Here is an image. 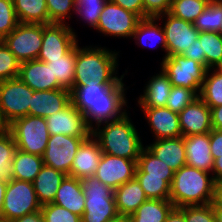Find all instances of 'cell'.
Returning <instances> with one entry per match:
<instances>
[{
	"instance_id": "52",
	"label": "cell",
	"mask_w": 222,
	"mask_h": 222,
	"mask_svg": "<svg viewBox=\"0 0 222 222\" xmlns=\"http://www.w3.org/2000/svg\"><path fill=\"white\" fill-rule=\"evenodd\" d=\"M10 222H45L41 210L26 214L20 218L14 219Z\"/></svg>"
},
{
	"instance_id": "4",
	"label": "cell",
	"mask_w": 222,
	"mask_h": 222,
	"mask_svg": "<svg viewBox=\"0 0 222 222\" xmlns=\"http://www.w3.org/2000/svg\"><path fill=\"white\" fill-rule=\"evenodd\" d=\"M214 189L212 173L185 165L174 172L169 200L176 208L207 205L213 201Z\"/></svg>"
},
{
	"instance_id": "26",
	"label": "cell",
	"mask_w": 222,
	"mask_h": 222,
	"mask_svg": "<svg viewBox=\"0 0 222 222\" xmlns=\"http://www.w3.org/2000/svg\"><path fill=\"white\" fill-rule=\"evenodd\" d=\"M114 199L119 216L129 217L148 198L140 183L134 177L114 190Z\"/></svg>"
},
{
	"instance_id": "35",
	"label": "cell",
	"mask_w": 222,
	"mask_h": 222,
	"mask_svg": "<svg viewBox=\"0 0 222 222\" xmlns=\"http://www.w3.org/2000/svg\"><path fill=\"white\" fill-rule=\"evenodd\" d=\"M198 40L205 54V68H215L222 60V35L217 32H200Z\"/></svg>"
},
{
	"instance_id": "50",
	"label": "cell",
	"mask_w": 222,
	"mask_h": 222,
	"mask_svg": "<svg viewBox=\"0 0 222 222\" xmlns=\"http://www.w3.org/2000/svg\"><path fill=\"white\" fill-rule=\"evenodd\" d=\"M210 149L214 160L218 158V155H222V130L210 131Z\"/></svg>"
},
{
	"instance_id": "46",
	"label": "cell",
	"mask_w": 222,
	"mask_h": 222,
	"mask_svg": "<svg viewBox=\"0 0 222 222\" xmlns=\"http://www.w3.org/2000/svg\"><path fill=\"white\" fill-rule=\"evenodd\" d=\"M184 213L186 222H217L212 204L183 206L179 208Z\"/></svg>"
},
{
	"instance_id": "53",
	"label": "cell",
	"mask_w": 222,
	"mask_h": 222,
	"mask_svg": "<svg viewBox=\"0 0 222 222\" xmlns=\"http://www.w3.org/2000/svg\"><path fill=\"white\" fill-rule=\"evenodd\" d=\"M212 208H222V180L215 182Z\"/></svg>"
},
{
	"instance_id": "56",
	"label": "cell",
	"mask_w": 222,
	"mask_h": 222,
	"mask_svg": "<svg viewBox=\"0 0 222 222\" xmlns=\"http://www.w3.org/2000/svg\"><path fill=\"white\" fill-rule=\"evenodd\" d=\"M6 187H7V182L0 180V218H2V209L4 204Z\"/></svg>"
},
{
	"instance_id": "39",
	"label": "cell",
	"mask_w": 222,
	"mask_h": 222,
	"mask_svg": "<svg viewBox=\"0 0 222 222\" xmlns=\"http://www.w3.org/2000/svg\"><path fill=\"white\" fill-rule=\"evenodd\" d=\"M108 0H75L77 17L87 23L91 29L97 28L100 14Z\"/></svg>"
},
{
	"instance_id": "48",
	"label": "cell",
	"mask_w": 222,
	"mask_h": 222,
	"mask_svg": "<svg viewBox=\"0 0 222 222\" xmlns=\"http://www.w3.org/2000/svg\"><path fill=\"white\" fill-rule=\"evenodd\" d=\"M125 10L137 14L141 19H144V5L143 0H110Z\"/></svg>"
},
{
	"instance_id": "42",
	"label": "cell",
	"mask_w": 222,
	"mask_h": 222,
	"mask_svg": "<svg viewBox=\"0 0 222 222\" xmlns=\"http://www.w3.org/2000/svg\"><path fill=\"white\" fill-rule=\"evenodd\" d=\"M20 61L8 49L3 41L0 42V82L19 76Z\"/></svg>"
},
{
	"instance_id": "17",
	"label": "cell",
	"mask_w": 222,
	"mask_h": 222,
	"mask_svg": "<svg viewBox=\"0 0 222 222\" xmlns=\"http://www.w3.org/2000/svg\"><path fill=\"white\" fill-rule=\"evenodd\" d=\"M182 136L209 133L212 128L211 109L198 97L178 113Z\"/></svg>"
},
{
	"instance_id": "45",
	"label": "cell",
	"mask_w": 222,
	"mask_h": 222,
	"mask_svg": "<svg viewBox=\"0 0 222 222\" xmlns=\"http://www.w3.org/2000/svg\"><path fill=\"white\" fill-rule=\"evenodd\" d=\"M45 222H82L81 217L54 203L41 206Z\"/></svg>"
},
{
	"instance_id": "51",
	"label": "cell",
	"mask_w": 222,
	"mask_h": 222,
	"mask_svg": "<svg viewBox=\"0 0 222 222\" xmlns=\"http://www.w3.org/2000/svg\"><path fill=\"white\" fill-rule=\"evenodd\" d=\"M212 128L222 130V105L211 108Z\"/></svg>"
},
{
	"instance_id": "1",
	"label": "cell",
	"mask_w": 222,
	"mask_h": 222,
	"mask_svg": "<svg viewBox=\"0 0 222 222\" xmlns=\"http://www.w3.org/2000/svg\"><path fill=\"white\" fill-rule=\"evenodd\" d=\"M123 78L124 76L116 84L73 85L70 90L71 103L85 116L91 129L118 120L128 113L125 109L129 108L125 97L128 88L125 87Z\"/></svg>"
},
{
	"instance_id": "9",
	"label": "cell",
	"mask_w": 222,
	"mask_h": 222,
	"mask_svg": "<svg viewBox=\"0 0 222 222\" xmlns=\"http://www.w3.org/2000/svg\"><path fill=\"white\" fill-rule=\"evenodd\" d=\"M32 95L33 90L19 77L0 82V105L8 125L29 115Z\"/></svg>"
},
{
	"instance_id": "43",
	"label": "cell",
	"mask_w": 222,
	"mask_h": 222,
	"mask_svg": "<svg viewBox=\"0 0 222 222\" xmlns=\"http://www.w3.org/2000/svg\"><path fill=\"white\" fill-rule=\"evenodd\" d=\"M198 97L191 89L173 86L167 98L166 107L173 112L179 113Z\"/></svg>"
},
{
	"instance_id": "27",
	"label": "cell",
	"mask_w": 222,
	"mask_h": 222,
	"mask_svg": "<svg viewBox=\"0 0 222 222\" xmlns=\"http://www.w3.org/2000/svg\"><path fill=\"white\" fill-rule=\"evenodd\" d=\"M67 175L59 170L44 165L33 183L37 199L41 205L53 203L61 182Z\"/></svg>"
},
{
	"instance_id": "20",
	"label": "cell",
	"mask_w": 222,
	"mask_h": 222,
	"mask_svg": "<svg viewBox=\"0 0 222 222\" xmlns=\"http://www.w3.org/2000/svg\"><path fill=\"white\" fill-rule=\"evenodd\" d=\"M101 157L99 142L91 134L80 144L72 163L70 176L78 179L94 176Z\"/></svg>"
},
{
	"instance_id": "49",
	"label": "cell",
	"mask_w": 222,
	"mask_h": 222,
	"mask_svg": "<svg viewBox=\"0 0 222 222\" xmlns=\"http://www.w3.org/2000/svg\"><path fill=\"white\" fill-rule=\"evenodd\" d=\"M182 56L185 58H191L194 61L199 62L205 67V54L202 52L201 42L195 40L194 43L183 52Z\"/></svg>"
},
{
	"instance_id": "60",
	"label": "cell",
	"mask_w": 222,
	"mask_h": 222,
	"mask_svg": "<svg viewBox=\"0 0 222 222\" xmlns=\"http://www.w3.org/2000/svg\"><path fill=\"white\" fill-rule=\"evenodd\" d=\"M216 71L222 73V60L215 66Z\"/></svg>"
},
{
	"instance_id": "31",
	"label": "cell",
	"mask_w": 222,
	"mask_h": 222,
	"mask_svg": "<svg viewBox=\"0 0 222 222\" xmlns=\"http://www.w3.org/2000/svg\"><path fill=\"white\" fill-rule=\"evenodd\" d=\"M173 208L170 200L147 199L129 219L131 222H165Z\"/></svg>"
},
{
	"instance_id": "6",
	"label": "cell",
	"mask_w": 222,
	"mask_h": 222,
	"mask_svg": "<svg viewBox=\"0 0 222 222\" xmlns=\"http://www.w3.org/2000/svg\"><path fill=\"white\" fill-rule=\"evenodd\" d=\"M7 130L12 134L17 149L40 157L45 153L50 136L46 118L27 115L13 121Z\"/></svg>"
},
{
	"instance_id": "3",
	"label": "cell",
	"mask_w": 222,
	"mask_h": 222,
	"mask_svg": "<svg viewBox=\"0 0 222 222\" xmlns=\"http://www.w3.org/2000/svg\"><path fill=\"white\" fill-rule=\"evenodd\" d=\"M129 114L97 125L92 129V135L99 142L102 153L137 162L144 144Z\"/></svg>"
},
{
	"instance_id": "38",
	"label": "cell",
	"mask_w": 222,
	"mask_h": 222,
	"mask_svg": "<svg viewBox=\"0 0 222 222\" xmlns=\"http://www.w3.org/2000/svg\"><path fill=\"white\" fill-rule=\"evenodd\" d=\"M210 0H172L169 13L173 16L194 23L204 11Z\"/></svg>"
},
{
	"instance_id": "32",
	"label": "cell",
	"mask_w": 222,
	"mask_h": 222,
	"mask_svg": "<svg viewBox=\"0 0 222 222\" xmlns=\"http://www.w3.org/2000/svg\"><path fill=\"white\" fill-rule=\"evenodd\" d=\"M19 23L49 24L46 0H13Z\"/></svg>"
},
{
	"instance_id": "54",
	"label": "cell",
	"mask_w": 222,
	"mask_h": 222,
	"mask_svg": "<svg viewBox=\"0 0 222 222\" xmlns=\"http://www.w3.org/2000/svg\"><path fill=\"white\" fill-rule=\"evenodd\" d=\"M212 175L215 182L222 180V155L214 160Z\"/></svg>"
},
{
	"instance_id": "58",
	"label": "cell",
	"mask_w": 222,
	"mask_h": 222,
	"mask_svg": "<svg viewBox=\"0 0 222 222\" xmlns=\"http://www.w3.org/2000/svg\"><path fill=\"white\" fill-rule=\"evenodd\" d=\"M213 210L216 216V221L222 222V208H213Z\"/></svg>"
},
{
	"instance_id": "18",
	"label": "cell",
	"mask_w": 222,
	"mask_h": 222,
	"mask_svg": "<svg viewBox=\"0 0 222 222\" xmlns=\"http://www.w3.org/2000/svg\"><path fill=\"white\" fill-rule=\"evenodd\" d=\"M155 140L182 136L178 113L167 107H140Z\"/></svg>"
},
{
	"instance_id": "14",
	"label": "cell",
	"mask_w": 222,
	"mask_h": 222,
	"mask_svg": "<svg viewBox=\"0 0 222 222\" xmlns=\"http://www.w3.org/2000/svg\"><path fill=\"white\" fill-rule=\"evenodd\" d=\"M86 138L88 137H74L63 134L50 135L45 153L42 156L44 165L70 176L75 154Z\"/></svg>"
},
{
	"instance_id": "22",
	"label": "cell",
	"mask_w": 222,
	"mask_h": 222,
	"mask_svg": "<svg viewBox=\"0 0 222 222\" xmlns=\"http://www.w3.org/2000/svg\"><path fill=\"white\" fill-rule=\"evenodd\" d=\"M186 165L211 173L214 159L210 149V132L184 137Z\"/></svg>"
},
{
	"instance_id": "11",
	"label": "cell",
	"mask_w": 222,
	"mask_h": 222,
	"mask_svg": "<svg viewBox=\"0 0 222 222\" xmlns=\"http://www.w3.org/2000/svg\"><path fill=\"white\" fill-rule=\"evenodd\" d=\"M141 18L108 0L100 14L96 31L105 36L131 38Z\"/></svg>"
},
{
	"instance_id": "59",
	"label": "cell",
	"mask_w": 222,
	"mask_h": 222,
	"mask_svg": "<svg viewBox=\"0 0 222 222\" xmlns=\"http://www.w3.org/2000/svg\"><path fill=\"white\" fill-rule=\"evenodd\" d=\"M109 222H131L129 217L126 216H118L115 219L109 221Z\"/></svg>"
},
{
	"instance_id": "2",
	"label": "cell",
	"mask_w": 222,
	"mask_h": 222,
	"mask_svg": "<svg viewBox=\"0 0 222 222\" xmlns=\"http://www.w3.org/2000/svg\"><path fill=\"white\" fill-rule=\"evenodd\" d=\"M115 51L98 45L80 47L77 43L73 85L116 84L128 71L116 75L119 52Z\"/></svg>"
},
{
	"instance_id": "7",
	"label": "cell",
	"mask_w": 222,
	"mask_h": 222,
	"mask_svg": "<svg viewBox=\"0 0 222 222\" xmlns=\"http://www.w3.org/2000/svg\"><path fill=\"white\" fill-rule=\"evenodd\" d=\"M32 182L12 179L7 182L2 218L12 221L41 210Z\"/></svg>"
},
{
	"instance_id": "8",
	"label": "cell",
	"mask_w": 222,
	"mask_h": 222,
	"mask_svg": "<svg viewBox=\"0 0 222 222\" xmlns=\"http://www.w3.org/2000/svg\"><path fill=\"white\" fill-rule=\"evenodd\" d=\"M173 86H181L193 90L198 96L207 69L191 58L182 55H171L160 63Z\"/></svg>"
},
{
	"instance_id": "29",
	"label": "cell",
	"mask_w": 222,
	"mask_h": 222,
	"mask_svg": "<svg viewBox=\"0 0 222 222\" xmlns=\"http://www.w3.org/2000/svg\"><path fill=\"white\" fill-rule=\"evenodd\" d=\"M174 172L171 167L158 159L146 147L142 149L138 157L135 177L162 178L171 186Z\"/></svg>"
},
{
	"instance_id": "30",
	"label": "cell",
	"mask_w": 222,
	"mask_h": 222,
	"mask_svg": "<svg viewBox=\"0 0 222 222\" xmlns=\"http://www.w3.org/2000/svg\"><path fill=\"white\" fill-rule=\"evenodd\" d=\"M43 166V157L17 149L12 160L13 179L33 182Z\"/></svg>"
},
{
	"instance_id": "5",
	"label": "cell",
	"mask_w": 222,
	"mask_h": 222,
	"mask_svg": "<svg viewBox=\"0 0 222 222\" xmlns=\"http://www.w3.org/2000/svg\"><path fill=\"white\" fill-rule=\"evenodd\" d=\"M85 195L82 222H109L119 216L114 199V190L95 176L81 179Z\"/></svg>"
},
{
	"instance_id": "15",
	"label": "cell",
	"mask_w": 222,
	"mask_h": 222,
	"mask_svg": "<svg viewBox=\"0 0 222 222\" xmlns=\"http://www.w3.org/2000/svg\"><path fill=\"white\" fill-rule=\"evenodd\" d=\"M137 162L102 153L95 177L113 190L135 177Z\"/></svg>"
},
{
	"instance_id": "16",
	"label": "cell",
	"mask_w": 222,
	"mask_h": 222,
	"mask_svg": "<svg viewBox=\"0 0 222 222\" xmlns=\"http://www.w3.org/2000/svg\"><path fill=\"white\" fill-rule=\"evenodd\" d=\"M46 124L50 135L89 137L92 134L85 116L71 102L61 111L46 117Z\"/></svg>"
},
{
	"instance_id": "37",
	"label": "cell",
	"mask_w": 222,
	"mask_h": 222,
	"mask_svg": "<svg viewBox=\"0 0 222 222\" xmlns=\"http://www.w3.org/2000/svg\"><path fill=\"white\" fill-rule=\"evenodd\" d=\"M222 24V2L210 0L193 25L199 32H220Z\"/></svg>"
},
{
	"instance_id": "10",
	"label": "cell",
	"mask_w": 222,
	"mask_h": 222,
	"mask_svg": "<svg viewBox=\"0 0 222 222\" xmlns=\"http://www.w3.org/2000/svg\"><path fill=\"white\" fill-rule=\"evenodd\" d=\"M2 41L20 63L37 59L43 41V24L19 23Z\"/></svg>"
},
{
	"instance_id": "33",
	"label": "cell",
	"mask_w": 222,
	"mask_h": 222,
	"mask_svg": "<svg viewBox=\"0 0 222 222\" xmlns=\"http://www.w3.org/2000/svg\"><path fill=\"white\" fill-rule=\"evenodd\" d=\"M75 59H76V45L64 56L56 59H37L51 68L53 76L66 89L73 88L75 75Z\"/></svg>"
},
{
	"instance_id": "24",
	"label": "cell",
	"mask_w": 222,
	"mask_h": 222,
	"mask_svg": "<svg viewBox=\"0 0 222 222\" xmlns=\"http://www.w3.org/2000/svg\"><path fill=\"white\" fill-rule=\"evenodd\" d=\"M53 203L82 217L85 208V195L81 179L67 175L61 182Z\"/></svg>"
},
{
	"instance_id": "13",
	"label": "cell",
	"mask_w": 222,
	"mask_h": 222,
	"mask_svg": "<svg viewBox=\"0 0 222 222\" xmlns=\"http://www.w3.org/2000/svg\"><path fill=\"white\" fill-rule=\"evenodd\" d=\"M68 23L43 24V41L37 59H56L66 55L77 43V34Z\"/></svg>"
},
{
	"instance_id": "36",
	"label": "cell",
	"mask_w": 222,
	"mask_h": 222,
	"mask_svg": "<svg viewBox=\"0 0 222 222\" xmlns=\"http://www.w3.org/2000/svg\"><path fill=\"white\" fill-rule=\"evenodd\" d=\"M17 150L12 134L8 130L0 131V180L13 179L12 160Z\"/></svg>"
},
{
	"instance_id": "41",
	"label": "cell",
	"mask_w": 222,
	"mask_h": 222,
	"mask_svg": "<svg viewBox=\"0 0 222 222\" xmlns=\"http://www.w3.org/2000/svg\"><path fill=\"white\" fill-rule=\"evenodd\" d=\"M50 23H68L65 20L76 12L75 0H46ZM72 11V12H71Z\"/></svg>"
},
{
	"instance_id": "61",
	"label": "cell",
	"mask_w": 222,
	"mask_h": 222,
	"mask_svg": "<svg viewBox=\"0 0 222 222\" xmlns=\"http://www.w3.org/2000/svg\"><path fill=\"white\" fill-rule=\"evenodd\" d=\"M0 222H10V221H8V220H6L4 218H0Z\"/></svg>"
},
{
	"instance_id": "28",
	"label": "cell",
	"mask_w": 222,
	"mask_h": 222,
	"mask_svg": "<svg viewBox=\"0 0 222 222\" xmlns=\"http://www.w3.org/2000/svg\"><path fill=\"white\" fill-rule=\"evenodd\" d=\"M157 21L158 20L156 17L141 19L137 24L132 38L135 39L136 45L143 48L149 47L151 45L153 47H161L162 50L165 52V55L162 57L163 61V59L166 58V38L162 25L160 26Z\"/></svg>"
},
{
	"instance_id": "21",
	"label": "cell",
	"mask_w": 222,
	"mask_h": 222,
	"mask_svg": "<svg viewBox=\"0 0 222 222\" xmlns=\"http://www.w3.org/2000/svg\"><path fill=\"white\" fill-rule=\"evenodd\" d=\"M70 102V90L66 88L33 91L29 107V116L46 118L61 111Z\"/></svg>"
},
{
	"instance_id": "44",
	"label": "cell",
	"mask_w": 222,
	"mask_h": 222,
	"mask_svg": "<svg viewBox=\"0 0 222 222\" xmlns=\"http://www.w3.org/2000/svg\"><path fill=\"white\" fill-rule=\"evenodd\" d=\"M18 24L13 0H0V38L9 35Z\"/></svg>"
},
{
	"instance_id": "34",
	"label": "cell",
	"mask_w": 222,
	"mask_h": 222,
	"mask_svg": "<svg viewBox=\"0 0 222 222\" xmlns=\"http://www.w3.org/2000/svg\"><path fill=\"white\" fill-rule=\"evenodd\" d=\"M199 97L210 109L222 105V73L214 68L206 71Z\"/></svg>"
},
{
	"instance_id": "40",
	"label": "cell",
	"mask_w": 222,
	"mask_h": 222,
	"mask_svg": "<svg viewBox=\"0 0 222 222\" xmlns=\"http://www.w3.org/2000/svg\"><path fill=\"white\" fill-rule=\"evenodd\" d=\"M148 199L169 200L170 185L162 178L136 177Z\"/></svg>"
},
{
	"instance_id": "19",
	"label": "cell",
	"mask_w": 222,
	"mask_h": 222,
	"mask_svg": "<svg viewBox=\"0 0 222 222\" xmlns=\"http://www.w3.org/2000/svg\"><path fill=\"white\" fill-rule=\"evenodd\" d=\"M18 77L33 91L64 88L53 76V72L46 62L37 59L22 62Z\"/></svg>"
},
{
	"instance_id": "47",
	"label": "cell",
	"mask_w": 222,
	"mask_h": 222,
	"mask_svg": "<svg viewBox=\"0 0 222 222\" xmlns=\"http://www.w3.org/2000/svg\"><path fill=\"white\" fill-rule=\"evenodd\" d=\"M172 0H143L144 18L158 17L170 11Z\"/></svg>"
},
{
	"instance_id": "57",
	"label": "cell",
	"mask_w": 222,
	"mask_h": 222,
	"mask_svg": "<svg viewBox=\"0 0 222 222\" xmlns=\"http://www.w3.org/2000/svg\"><path fill=\"white\" fill-rule=\"evenodd\" d=\"M8 124L6 123L4 119V115L2 113L1 105H0V131H4L8 129Z\"/></svg>"
},
{
	"instance_id": "55",
	"label": "cell",
	"mask_w": 222,
	"mask_h": 222,
	"mask_svg": "<svg viewBox=\"0 0 222 222\" xmlns=\"http://www.w3.org/2000/svg\"><path fill=\"white\" fill-rule=\"evenodd\" d=\"M165 222H186V220L184 213L179 208L174 207L168 214Z\"/></svg>"
},
{
	"instance_id": "25",
	"label": "cell",
	"mask_w": 222,
	"mask_h": 222,
	"mask_svg": "<svg viewBox=\"0 0 222 222\" xmlns=\"http://www.w3.org/2000/svg\"><path fill=\"white\" fill-rule=\"evenodd\" d=\"M172 87L170 79L160 67L159 74L149 78L143 94L137 99L139 107H166Z\"/></svg>"
},
{
	"instance_id": "12",
	"label": "cell",
	"mask_w": 222,
	"mask_h": 222,
	"mask_svg": "<svg viewBox=\"0 0 222 222\" xmlns=\"http://www.w3.org/2000/svg\"><path fill=\"white\" fill-rule=\"evenodd\" d=\"M156 18L158 22L161 20L163 21L161 23H164L162 27L166 38V57L182 55L199 37L200 32L192 23L177 18L169 12Z\"/></svg>"
},
{
	"instance_id": "23",
	"label": "cell",
	"mask_w": 222,
	"mask_h": 222,
	"mask_svg": "<svg viewBox=\"0 0 222 222\" xmlns=\"http://www.w3.org/2000/svg\"><path fill=\"white\" fill-rule=\"evenodd\" d=\"M158 159L163 161L174 171L186 165L184 137L157 139L145 146Z\"/></svg>"
},
{
	"instance_id": "62",
	"label": "cell",
	"mask_w": 222,
	"mask_h": 222,
	"mask_svg": "<svg viewBox=\"0 0 222 222\" xmlns=\"http://www.w3.org/2000/svg\"><path fill=\"white\" fill-rule=\"evenodd\" d=\"M221 35H222V24H221V27H220V32H219Z\"/></svg>"
}]
</instances>
